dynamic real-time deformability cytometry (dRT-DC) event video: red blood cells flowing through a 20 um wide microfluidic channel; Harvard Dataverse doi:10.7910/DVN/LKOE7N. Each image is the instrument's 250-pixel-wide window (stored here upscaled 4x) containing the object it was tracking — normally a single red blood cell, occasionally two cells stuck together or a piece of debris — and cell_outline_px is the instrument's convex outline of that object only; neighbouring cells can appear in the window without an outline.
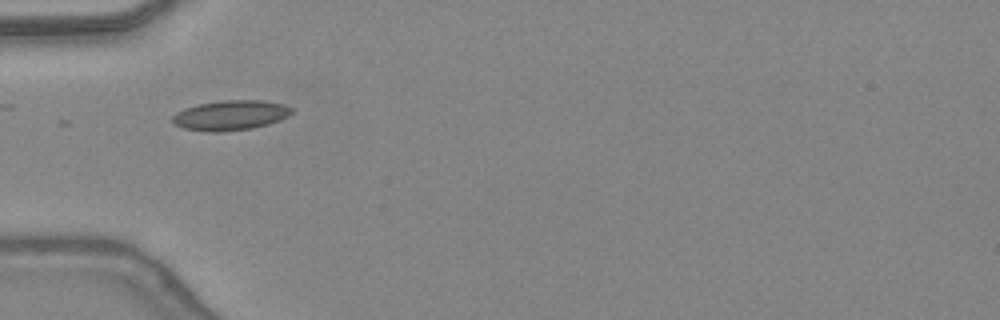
{"species": "common noctule bat (a hibernating species)", "species_latin": "Nyctalus noctula", "temperature_condition": "warm", "stored_images_in_passage": 4, "camera_frame_rate_fps": 3000, "um_per_image_px": 0.085, "animal": {"sex": "female", "body_mass_g": 24.6, "forearm_length_mm": 56.2}, "frame": {"image": 1, "passage_image": 1, "time_ms": 0.0, "image_size_px": [1000, 320], "cell_outline_px": [[292, 112], [288, 116], [280, 120], [268, 124], [252, 128], [220, 132], [208, 132], [184, 128], [176, 124], [172, 120], [172, 116], [176, 112], [184, 108], [196, 104], [224, 100], [264, 100], [284, 104], [292, 108]], "centroid_in_image_um": [19.6, 9.79], "position_along_channel_um": 65.4, "area_um2": 20.87}}
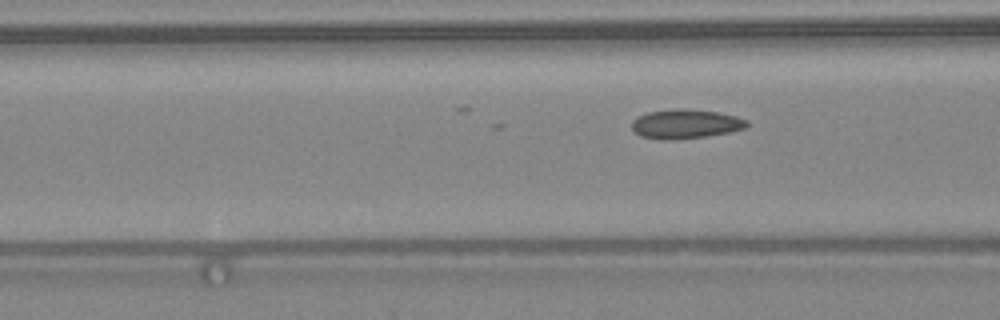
{"frame": {"image": 2, "passage_image": 4, "time_ms": 1.0, "image_size_px": [1000, 320], "cell_outline_px": [[748, 124], [744, 128], [728, 132], [708, 136], [672, 140], [664, 140], [640, 136], [632, 128], [632, 120], [636, 116], [648, 112], [684, 108], [720, 112], [736, 116], [748, 120]], "centroid_in_image_um": [58.26, 10.53], "position_along_channel_um": 108.3, "area_um2": 19.65}}